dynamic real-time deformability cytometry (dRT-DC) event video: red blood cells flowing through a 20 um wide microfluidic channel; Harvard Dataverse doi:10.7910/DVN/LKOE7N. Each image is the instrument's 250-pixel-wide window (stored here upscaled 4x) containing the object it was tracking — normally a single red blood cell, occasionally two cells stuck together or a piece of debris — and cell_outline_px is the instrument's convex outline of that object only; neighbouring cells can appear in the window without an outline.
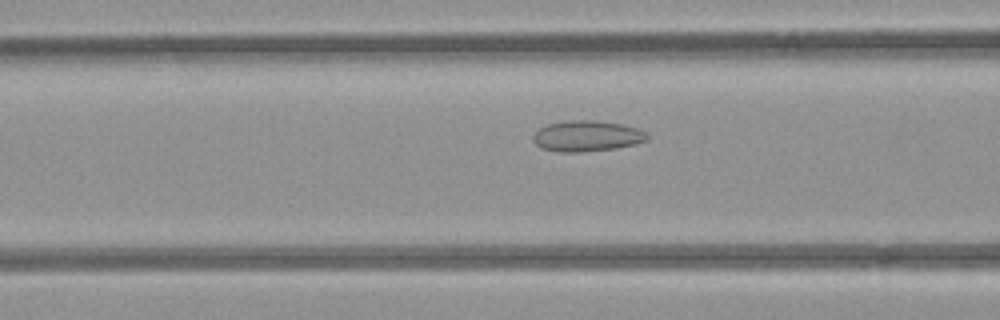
{"species": "common noctule bat (a hibernating species)", "species_latin": "Nyctalus noctula", "temperature_condition": "room temperature", "stored_images_in_passage": 38, "camera_frame_rate_fps": 3000, "um_per_image_px": 0.085, "animal": {"sex": "female", "body_mass_g": 21.9}, "frame": {"image": 1, "passage_image": 16, "time_ms": 5.0, "image_size_px": [1000, 320], "cell_outline_px": [[648, 140], [636, 144], [616, 148], [580, 152], [556, 152], [540, 148], [532, 140], [532, 136], [540, 128], [548, 124], [568, 120], [596, 120], [620, 124], [636, 128], [644, 132], [648, 136]], "centroid_in_image_um": [49.85, 11.57], "position_along_channel_um": 116.7, "area_um2": 20.52}}
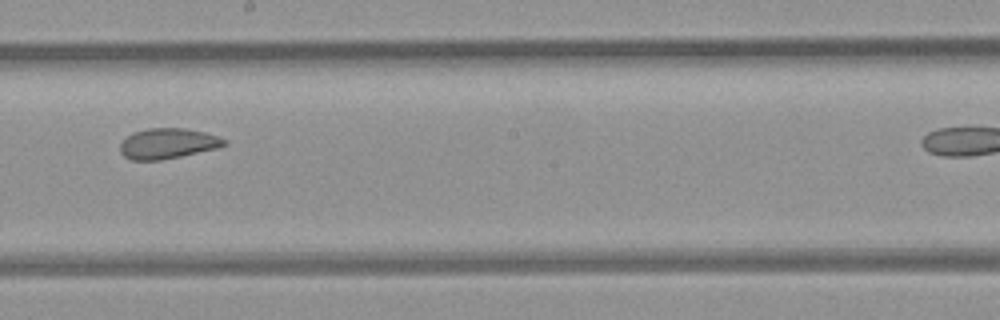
{"frame": {"image": 2, "passage_image": 25, "time_ms": 8.0, "image_size_px": [1000, 320], "cell_outline_px": [[228, 144], [216, 148], [180, 156], [160, 160], [132, 160], [124, 156], [120, 152], [120, 144], [132, 132], [148, 128], [184, 128], [204, 132], [228, 140]], "centroid_in_image_um": [14.25, 12.19], "position_along_channel_um": 234.0, "area_um2": 18.32}}
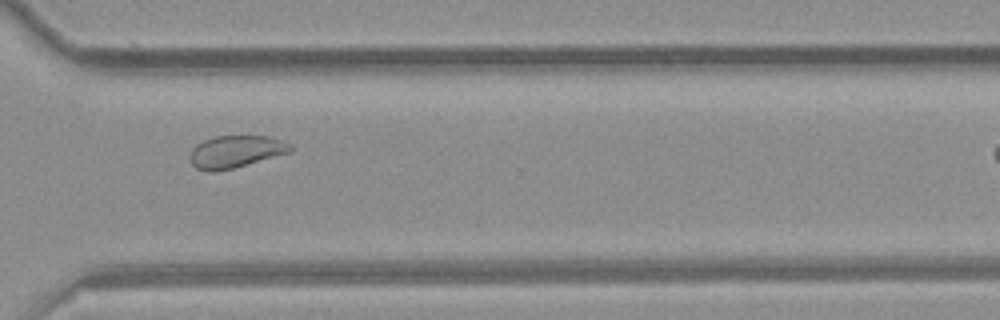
{"frame": {"image": 3, "passage_image": 34, "time_ms": 11.0, "image_size_px": [1000, 320], "cell_outline_px": [[292, 152], [232, 168], [216, 172], [208, 172], [196, 168], [192, 164], [188, 156], [192, 148], [196, 144], [204, 140], [216, 136], [272, 136], [288, 144], [292, 148]], "centroid_in_image_um": [19.99, 12.89], "position_along_channel_um": 350.6, "area_um2": 18.9}}